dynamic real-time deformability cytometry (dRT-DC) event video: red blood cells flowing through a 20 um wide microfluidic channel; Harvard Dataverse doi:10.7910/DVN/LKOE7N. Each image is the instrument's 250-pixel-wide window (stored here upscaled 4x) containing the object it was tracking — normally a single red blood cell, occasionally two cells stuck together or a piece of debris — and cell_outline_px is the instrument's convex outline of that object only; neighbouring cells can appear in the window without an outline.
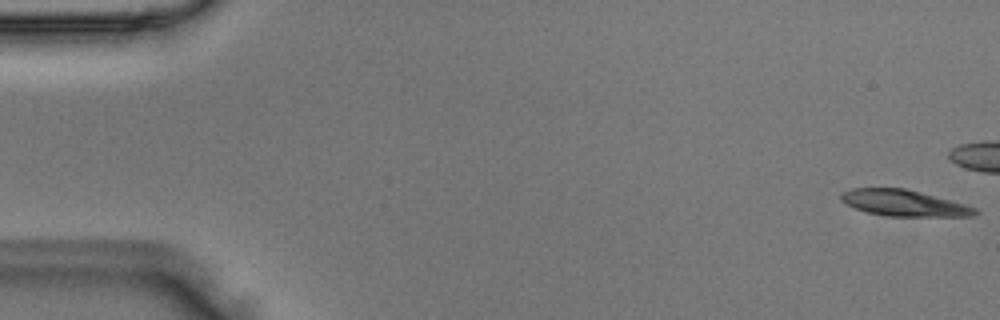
{"species": "Egyptian fruit bat (a non-hibernating species)", "species_latin": "Rousettus aegyptiacus", "temperature_condition": "room temperature", "stored_images_in_passage": 8, "camera_frame_rate_fps": 3000, "um_per_image_px": 0.085, "animal": {"sex": "male"}, "frame": {"image": 1, "passage_image": 1, "time_ms": 0.0, "image_size_px": [1000, 320], "cell_outline_px": [[980, 212], [976, 216], [888, 216], [868, 212], [856, 208], [840, 200], [840, 192], [852, 188], [904, 188], [920, 192], [964, 204], [976, 208]], "centroid_in_image_um": [76.83, 17.26], "position_along_channel_um": 8.2, "area_um2": 20.29}}
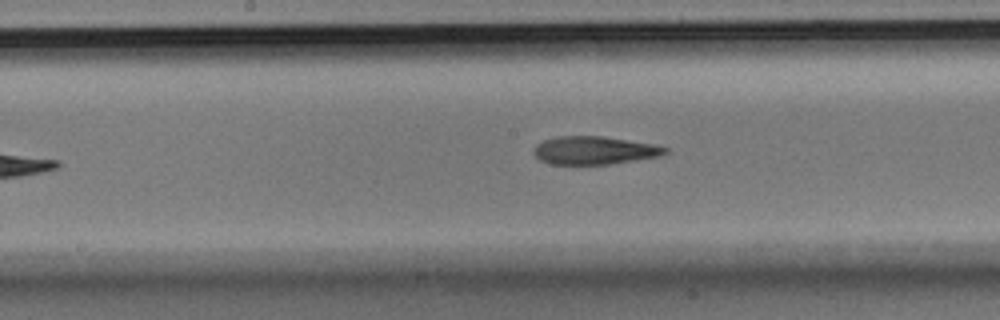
{"frame": {"image": 2, "passage_image": 7, "time_ms": 2.0, "image_size_px": [1000, 320], "cell_outline_px": [[668, 152], [660, 156], [636, 160], [608, 164], [552, 164], [540, 160], [532, 152], [536, 144], [544, 140], [556, 136], [604, 136], [656, 144], [668, 148]], "centroid_in_image_um": [50.53, 12.77], "position_along_channel_um": 197.7, "area_um2": 21.62}}
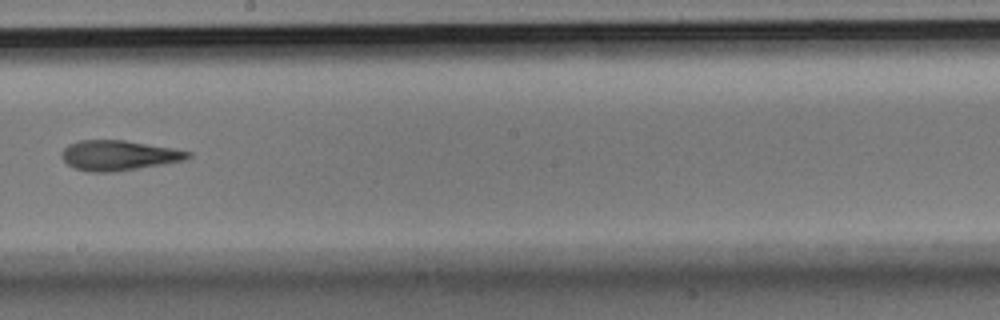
{"frame": {"image": 3, "passage_image": 8, "time_ms": 2.333, "image_size_px": [1000, 320], "cell_outline_px": [[192, 156], [184, 160], [136, 168], [108, 172], [88, 172], [76, 168], [68, 164], [60, 156], [64, 148], [68, 144], [80, 140], [124, 140], [172, 148], [192, 152]], "centroid_in_image_um": [10.06, 13.19], "position_along_channel_um": 238.1, "area_um2": 21.79}}